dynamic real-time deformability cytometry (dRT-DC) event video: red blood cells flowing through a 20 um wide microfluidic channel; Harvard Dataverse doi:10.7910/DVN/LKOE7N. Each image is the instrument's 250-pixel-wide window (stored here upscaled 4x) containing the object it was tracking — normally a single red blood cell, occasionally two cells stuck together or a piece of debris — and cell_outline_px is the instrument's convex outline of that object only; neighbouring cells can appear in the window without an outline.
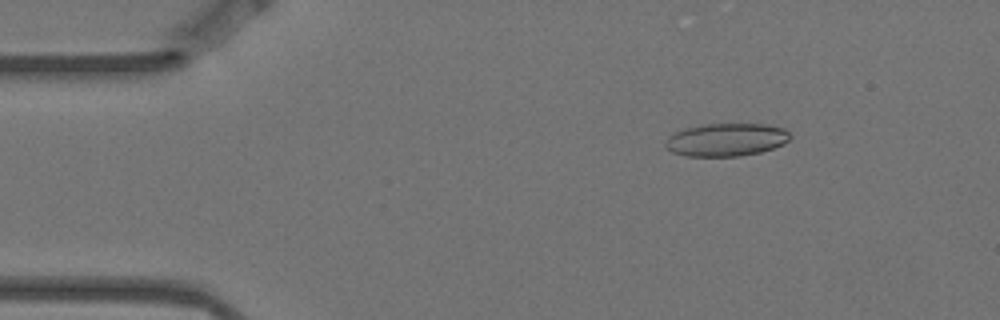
{"species": "Egyptian fruit bat (a non-hibernating species)", "species_latin": "Rousettus aegyptiacus", "temperature_condition": "warm", "stored_images_in_passage": 5, "camera_frame_rate_fps": 3000, "um_per_image_px": 0.085, "animal": {"sex": "female"}, "frame": {"image": 1, "passage_image": 2, "time_ms": 0.333, "image_size_px": [1000, 320], "cell_outline_px": [[792, 136], [784, 144], [760, 152], [740, 156], [684, 156], [672, 152], [664, 144], [668, 136], [684, 128], [704, 124], [764, 124], [784, 128]], "centroid_in_image_um": [61.73, 11.87], "position_along_channel_um": 23.3, "area_um2": 23.93}}
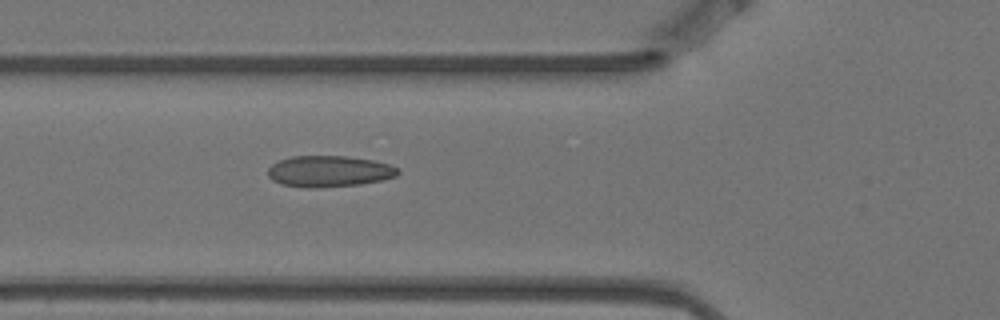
{"frame": {"image": 2, "passage_image": 5, "time_ms": 1.333, "image_size_px": [1000, 320], "cell_outline_px": [[400, 172], [396, 176], [380, 180], [360, 184], [316, 188], [308, 188], [280, 184], [272, 180], [268, 176], [268, 168], [272, 164], [280, 160], [292, 156], [348, 156], [372, 160], [388, 164], [400, 168]], "centroid_in_image_um": [27.96, 14.56], "position_along_channel_um": 97.8, "area_um2": 23.7}}